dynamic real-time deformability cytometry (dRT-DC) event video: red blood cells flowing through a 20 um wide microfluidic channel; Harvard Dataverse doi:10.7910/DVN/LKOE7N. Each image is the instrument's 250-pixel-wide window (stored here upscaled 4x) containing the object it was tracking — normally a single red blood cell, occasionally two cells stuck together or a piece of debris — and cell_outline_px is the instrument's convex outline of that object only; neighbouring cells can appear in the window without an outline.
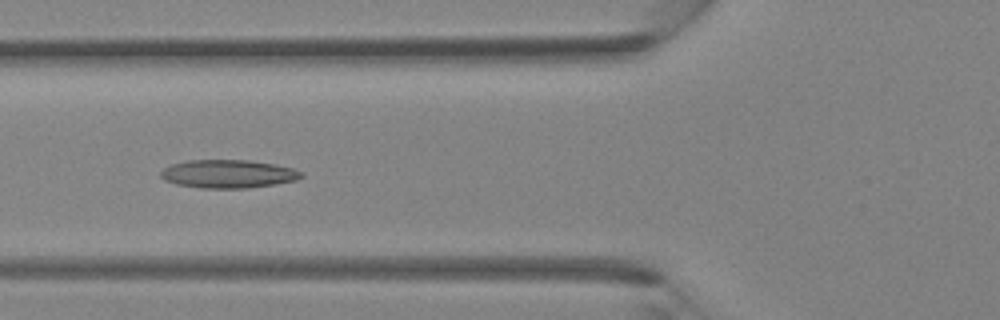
{"species": "Egyptian fruit bat (a non-hibernating species)", "species_latin": "Rousettus aegyptiacus", "temperature_condition": "room temperature", "stored_images_in_passage": 40, "camera_frame_rate_fps": 3000, "um_per_image_px": 0.085, "animal": {"sex": "female"}, "frame": {"image": 1, "passage_image": 15, "time_ms": 4.667, "image_size_px": [1000, 320], "cell_outline_px": [[304, 176], [296, 180], [276, 184], [248, 188], [200, 188], [176, 184], [164, 180], [160, 176], [160, 172], [164, 168], [172, 164], [188, 160], [248, 160], [272, 164], [292, 168], [304, 172]], "centroid_in_image_um": [19.39, 14.78], "position_along_channel_um": 106.4, "area_um2": 23.18}}
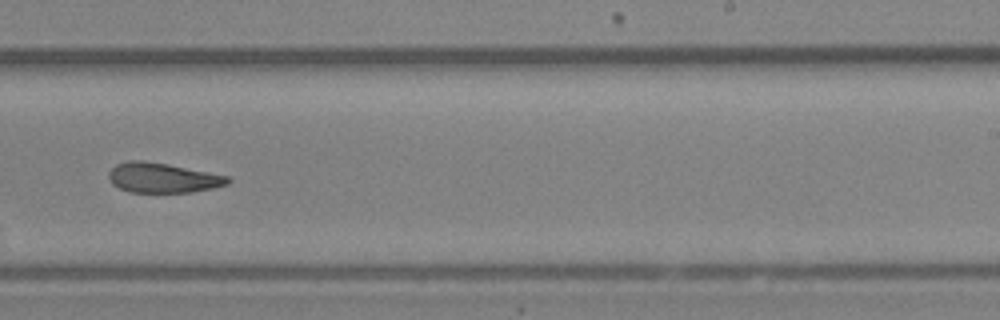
{"frame": {"image": 2, "passage_image": 25, "time_ms": 8.0, "image_size_px": [1000, 320], "cell_outline_px": [[232, 180], [228, 184], [212, 188], [192, 192], [128, 192], [112, 184], [108, 180], [108, 172], [116, 164], [128, 160], [144, 160], [168, 164], [228, 176]], "centroid_in_image_um": [13.79, 15.11], "position_along_channel_um": 275.2, "area_um2": 20.81}}
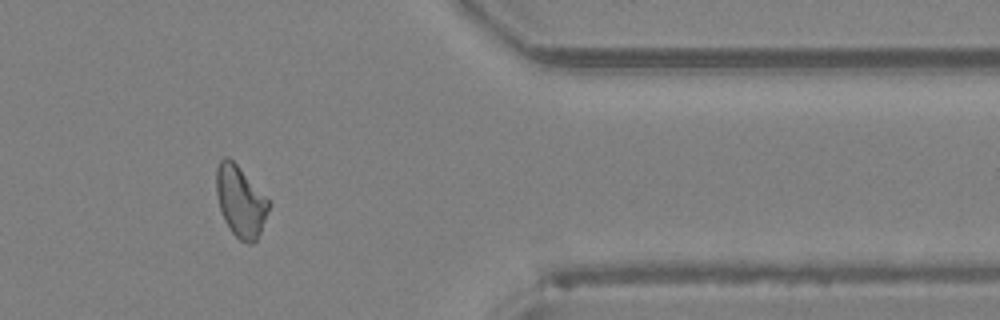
{"frame": {"image": 3, "passage_image": 33, "time_ms": 10.667, "image_size_px": [1000, 320], "cell_outline_px": [[268, 208], [260, 232], [256, 240], [252, 244], [248, 244], [240, 240], [232, 232], [224, 220], [216, 196], [216, 168], [220, 160], [224, 156], [228, 156], [236, 164], [268, 200]], "centroid_in_image_um": [20.39, 17.11], "position_along_channel_um": 391.0, "area_um2": 21.15}}